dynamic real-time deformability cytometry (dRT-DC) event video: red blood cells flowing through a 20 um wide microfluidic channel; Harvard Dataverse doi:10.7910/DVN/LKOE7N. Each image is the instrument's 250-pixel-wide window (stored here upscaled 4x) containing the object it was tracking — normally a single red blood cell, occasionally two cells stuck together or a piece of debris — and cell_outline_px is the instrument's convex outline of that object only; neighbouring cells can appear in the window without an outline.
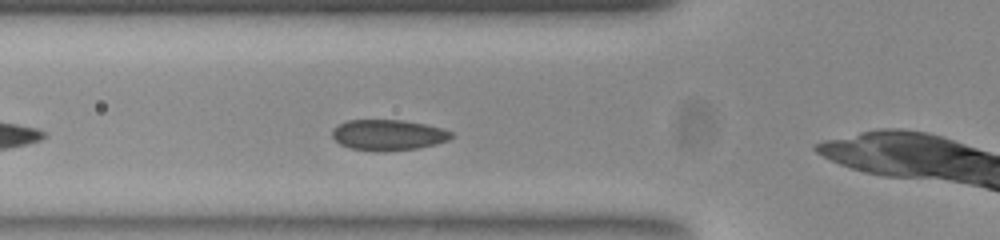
{"species": "common noctule bat (a hibernating species)", "species_latin": "Nyctalus noctula", "temperature_condition": "room temperature", "stored_images_in_passage": 32, "camera_frame_rate_fps": 3000, "um_per_image_px": 0.085, "animal": {"sex": "female", "body_mass_g": 23.0, "forearm_length_mm": 53.4}, "frame": {"image": 1, "passage_image": 6, "time_ms": 1.667, "image_size_px": [1000, 240], "cell_outline_px": [[452, 136], [448, 140], [436, 144], [420, 148], [384, 152], [376, 152], [348, 148], [340, 144], [332, 136], [332, 132], [340, 124], [348, 120], [400, 120], [424, 124], [440, 128], [452, 132]], "centroid_in_image_um": [32.99, 11.5], "position_along_channel_um": 92.8, "area_um2": 21.33}}
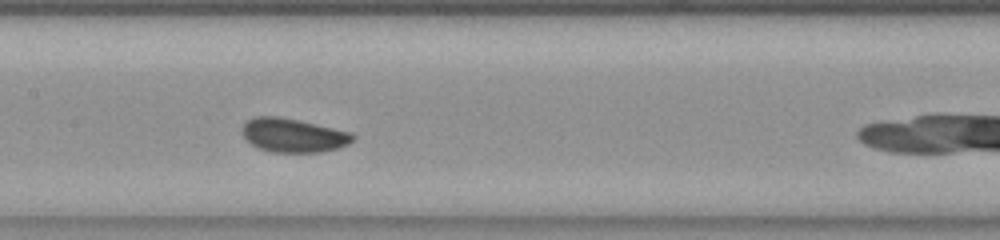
{"frame": {"image": 2, "passage_image": 13, "time_ms": 4.0, "image_size_px": [1000, 240], "cell_outline_px": [[356, 136], [348, 144], [336, 148], [320, 152], [272, 152], [256, 148], [244, 136], [244, 124], [248, 120], [256, 116], [276, 116], [296, 120], [348, 132]], "centroid_in_image_um": [24.9, 11.51], "position_along_channel_um": 182.5, "area_um2": 21.21}}
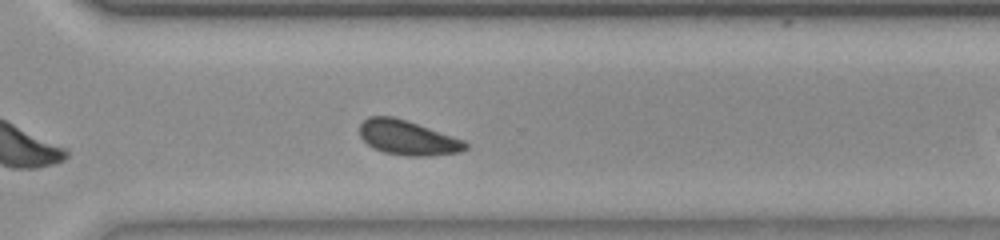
{"frame": {"image": 3, "passage_image": 25, "time_ms": 8.0, "image_size_px": [1000, 240], "cell_outline_px": [[468, 148], [460, 152], [428, 156], [404, 156], [384, 152], [372, 148], [360, 136], [360, 124], [368, 116], [392, 116], [464, 140], [468, 144]], "centroid_in_image_um": [34.63, 11.72], "position_along_channel_um": 336.0, "area_um2": 21.15}, "authors_computed_cell_mechanics": {"area_um2": 20.9814, "velocity_mm_per_s": 3.8383, "shape_relaxation_time_tau1_ms": 1.7767, "shape_relaxation_time_tau2_ms": null, "deformation_change_tau1": 0.0676, "deformation_change_tau2": null}}